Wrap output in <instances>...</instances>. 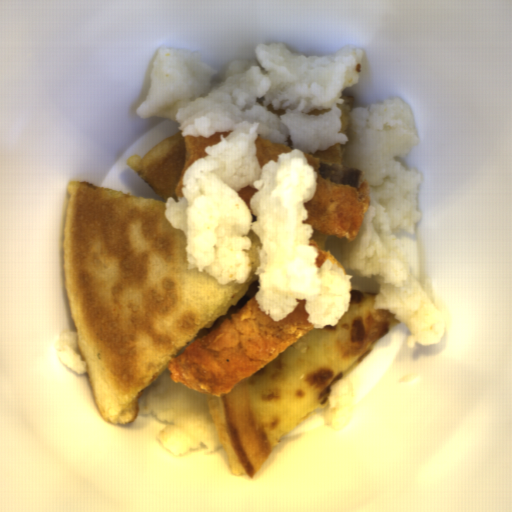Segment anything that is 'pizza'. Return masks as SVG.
Segmentation results:
<instances>
[{"label": "pizza", "instance_id": "1", "mask_svg": "<svg viewBox=\"0 0 512 512\" xmlns=\"http://www.w3.org/2000/svg\"><path fill=\"white\" fill-rule=\"evenodd\" d=\"M181 131L134 155L126 167L158 198L85 180L68 183L64 289L103 422L133 424L169 362L240 310L258 292L262 241L249 231L245 281L220 284L189 268L185 231L166 216L184 171Z\"/></svg>", "mask_w": 512, "mask_h": 512}, {"label": "pizza", "instance_id": "2", "mask_svg": "<svg viewBox=\"0 0 512 512\" xmlns=\"http://www.w3.org/2000/svg\"><path fill=\"white\" fill-rule=\"evenodd\" d=\"M377 293L351 284L348 309L314 328L227 394H206L222 456L237 477L253 478L281 439L327 404L331 385L358 366L403 321L375 309Z\"/></svg>", "mask_w": 512, "mask_h": 512}, {"label": "pizza", "instance_id": "3", "mask_svg": "<svg viewBox=\"0 0 512 512\" xmlns=\"http://www.w3.org/2000/svg\"><path fill=\"white\" fill-rule=\"evenodd\" d=\"M313 155L339 165L342 163V149L339 144L331 145L325 149H317Z\"/></svg>", "mask_w": 512, "mask_h": 512}, {"label": "pizza", "instance_id": "4", "mask_svg": "<svg viewBox=\"0 0 512 512\" xmlns=\"http://www.w3.org/2000/svg\"><path fill=\"white\" fill-rule=\"evenodd\" d=\"M339 98H340V100H343V104L337 103V105H336L337 108H340L342 111V115L340 117L341 123H342V128L338 133L344 134L349 125V115H350L351 111L354 109L355 97L340 95Z\"/></svg>", "mask_w": 512, "mask_h": 512}, {"label": "pizza", "instance_id": "5", "mask_svg": "<svg viewBox=\"0 0 512 512\" xmlns=\"http://www.w3.org/2000/svg\"><path fill=\"white\" fill-rule=\"evenodd\" d=\"M266 111L272 112L273 114L277 115L278 118L281 117L283 114H286L285 109H273V105L271 104L266 105Z\"/></svg>", "mask_w": 512, "mask_h": 512}, {"label": "pizza", "instance_id": "6", "mask_svg": "<svg viewBox=\"0 0 512 512\" xmlns=\"http://www.w3.org/2000/svg\"><path fill=\"white\" fill-rule=\"evenodd\" d=\"M332 109L330 108H325V109H314L312 111H310L308 114V116H316V115H320V114H325V113H328V112H331Z\"/></svg>", "mask_w": 512, "mask_h": 512}]
</instances>
